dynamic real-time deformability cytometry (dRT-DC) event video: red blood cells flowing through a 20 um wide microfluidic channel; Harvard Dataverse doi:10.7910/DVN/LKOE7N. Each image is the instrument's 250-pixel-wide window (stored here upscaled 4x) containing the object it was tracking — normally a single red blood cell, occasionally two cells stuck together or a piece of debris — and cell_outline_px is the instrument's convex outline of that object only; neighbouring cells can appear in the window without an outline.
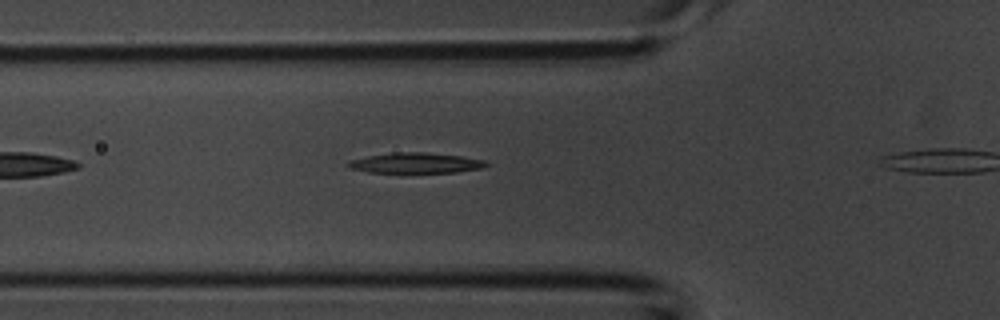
{"species": "common noctule bat (a hibernating species)", "species_latin": "Nyctalus noctula", "temperature_condition": "room temperature", "stored_images_in_passage": 6, "camera_frame_rate_fps": 3000, "um_per_image_px": 0.085, "animal": {"sex": "male", "body_mass_g": 20.1, "forearm_length_mm": 53.5}, "frame": {"image": 1, "passage_image": 5, "time_ms": 1.333, "image_size_px": [1000, 320], "cell_outline_px": [[492, 164], [484, 168], [456, 172], [368, 172], [348, 168], [344, 164], [348, 160], [368, 156], [392, 152], [424, 152], [460, 156], [484, 160]], "centroid_in_image_um": [35.31, 13.85], "position_along_channel_um": 90.5, "area_um2": 16.53}}